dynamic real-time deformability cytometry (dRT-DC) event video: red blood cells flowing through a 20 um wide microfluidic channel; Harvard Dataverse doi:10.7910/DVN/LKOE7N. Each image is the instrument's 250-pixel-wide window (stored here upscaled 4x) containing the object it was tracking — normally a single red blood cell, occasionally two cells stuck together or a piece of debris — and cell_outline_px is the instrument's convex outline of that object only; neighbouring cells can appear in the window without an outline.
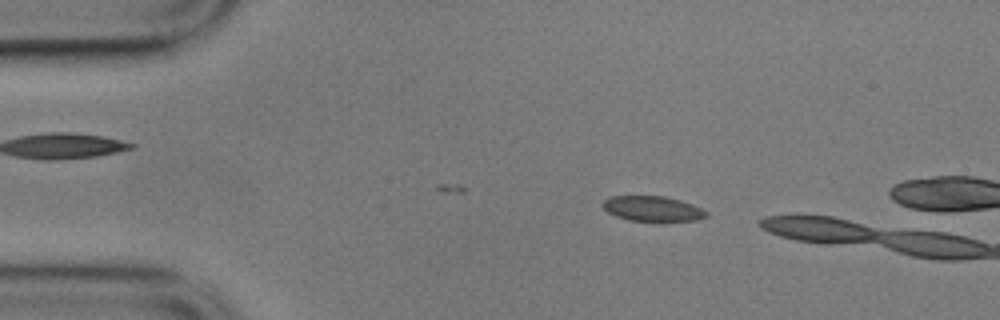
{"species": "common noctule bat (a hibernating species)", "species_latin": "Nyctalus noctula", "temperature_condition": "cold", "stored_images_in_passage": 10, "camera_frame_rate_fps": 3000, "um_per_image_px": 0.085, "animal": {"sex": "male", "body_mass_g": 17.9}, "frame": {"image": 1, "passage_image": 4, "time_ms": 1.0, "image_size_px": [1000, 320], "cell_outline_px": [[708, 216], [696, 220], [660, 224], [628, 220], [616, 216], [608, 212], [600, 204], [608, 196], [664, 196], [680, 200], [692, 204], [708, 212]], "centroid_in_image_um": [55.48, 17.78], "position_along_channel_um": 29.5, "area_um2": 15.95}}